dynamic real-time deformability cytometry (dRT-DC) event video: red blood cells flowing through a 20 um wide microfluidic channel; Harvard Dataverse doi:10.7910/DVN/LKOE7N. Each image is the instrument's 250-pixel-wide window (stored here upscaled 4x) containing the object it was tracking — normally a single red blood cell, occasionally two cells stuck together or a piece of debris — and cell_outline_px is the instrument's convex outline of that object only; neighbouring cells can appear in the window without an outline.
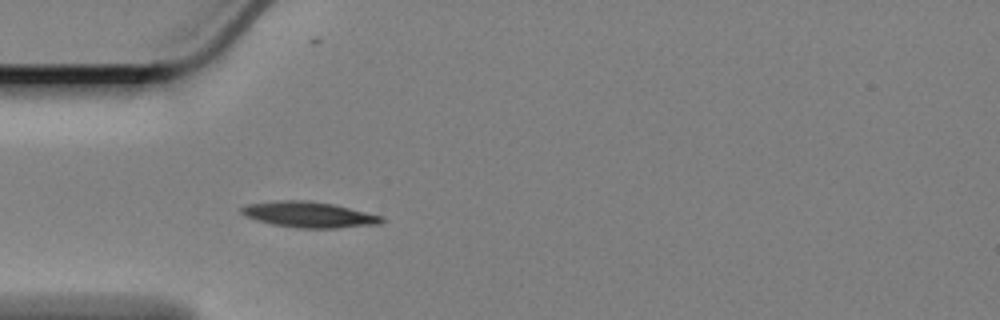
{"species": "Egyptian fruit bat (a non-hibernating species)", "species_latin": "Rousettus aegyptiacus", "temperature_condition": "cold", "stored_images_in_passage": 27, "camera_frame_rate_fps": 3000, "um_per_image_px": 0.085, "animal": {"sex": "female"}, "frame": {"image": 1, "passage_image": 1, "time_ms": 0.0, "image_size_px": [1000, 320], "cell_outline_px": [[384, 220], [380, 224], [336, 228], [296, 228], [272, 224], [256, 220], [244, 216], [240, 212], [240, 208], [244, 204], [276, 200], [308, 200], [332, 204], [380, 216]], "centroid_in_image_um": [26.16, 18.24], "position_along_channel_um": 58.8, "area_um2": 21.04}}
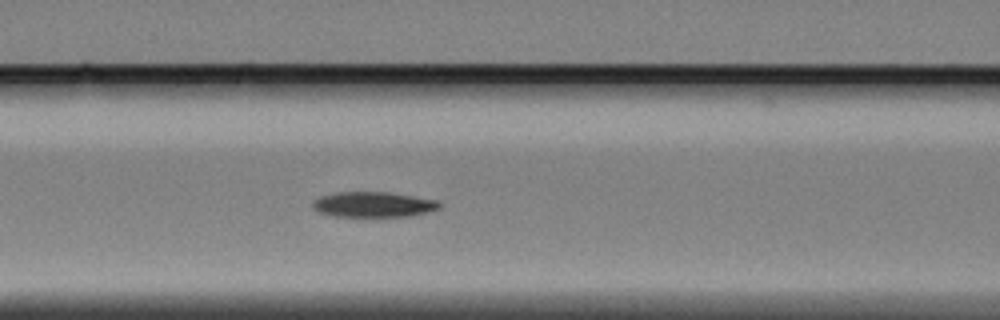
{"frame": {"image": 2, "passage_image": 8, "time_ms": 2.333, "image_size_px": [1000, 320], "cell_outline_px": [[444, 204], [440, 208], [428, 212], [408, 216], [332, 216], [320, 212], [312, 208], [312, 204], [320, 196], [336, 192], [388, 192], [440, 200]], "centroid_in_image_um": [31.8, 17.37], "position_along_channel_um": 134.8, "area_um2": 18.79}}
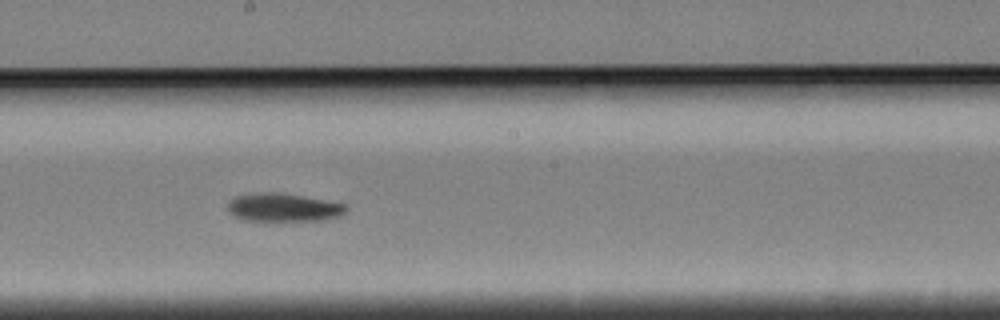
{"frame": {"image": 3, "passage_image": 16, "time_ms": 5.0, "image_size_px": [1000, 320], "cell_outline_px": [[348, 208], [340, 216], [328, 220], [244, 220], [228, 212], [228, 200], [236, 196], [260, 192], [276, 192], [348, 204]], "centroid_in_image_um": [24.1, 17.63], "position_along_channel_um": 224.1, "area_um2": 19.36}}